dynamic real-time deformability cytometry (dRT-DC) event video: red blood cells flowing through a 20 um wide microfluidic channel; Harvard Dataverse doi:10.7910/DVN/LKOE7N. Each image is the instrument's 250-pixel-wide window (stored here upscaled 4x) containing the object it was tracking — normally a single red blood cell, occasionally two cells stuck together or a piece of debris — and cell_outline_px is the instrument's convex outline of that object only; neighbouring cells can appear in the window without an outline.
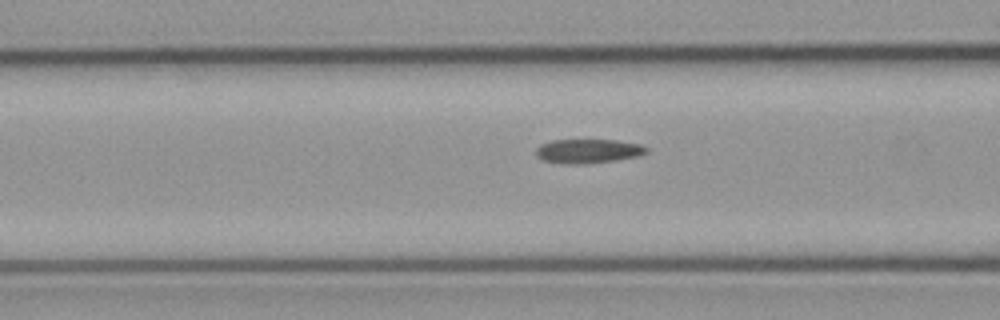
{"species": "common noctule bat (a hibernating species)", "species_latin": "Nyctalus noctula", "temperature_condition": "cold", "stored_images_in_passage": 18, "camera_frame_rate_fps": 3000, "um_per_image_px": 0.085, "animal": {"sex": "male", "body_mass_g": 23.1, "forearm_length_mm": 52.7}, "frame": {"image": 1, "passage_image": 13, "time_ms": 4.0, "image_size_px": [1000, 320], "cell_outline_px": [[648, 152], [636, 156], [616, 160], [576, 164], [568, 164], [544, 160], [536, 156], [536, 148], [540, 144], [552, 140], [616, 140], [640, 144], [648, 148]], "centroid_in_image_um": [49.97, 12.83], "position_along_channel_um": 116.6, "area_um2": 15.37}}
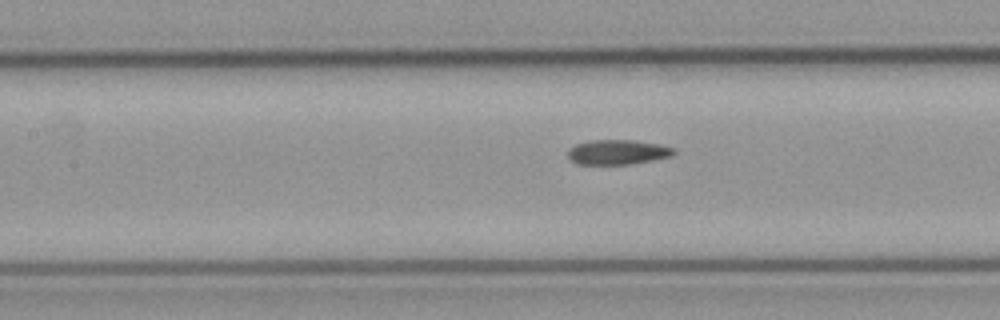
{"frame": {"image": 2, "passage_image": 16, "time_ms": 5.0, "image_size_px": [1000, 320], "cell_outline_px": [[676, 152], [672, 156], [652, 160], [628, 164], [576, 164], [568, 156], [568, 148], [576, 144], [588, 140], [632, 140], [660, 144], [676, 148]], "centroid_in_image_um": [52.51, 12.92], "position_along_channel_um": 154.9, "area_um2": 15.37}}